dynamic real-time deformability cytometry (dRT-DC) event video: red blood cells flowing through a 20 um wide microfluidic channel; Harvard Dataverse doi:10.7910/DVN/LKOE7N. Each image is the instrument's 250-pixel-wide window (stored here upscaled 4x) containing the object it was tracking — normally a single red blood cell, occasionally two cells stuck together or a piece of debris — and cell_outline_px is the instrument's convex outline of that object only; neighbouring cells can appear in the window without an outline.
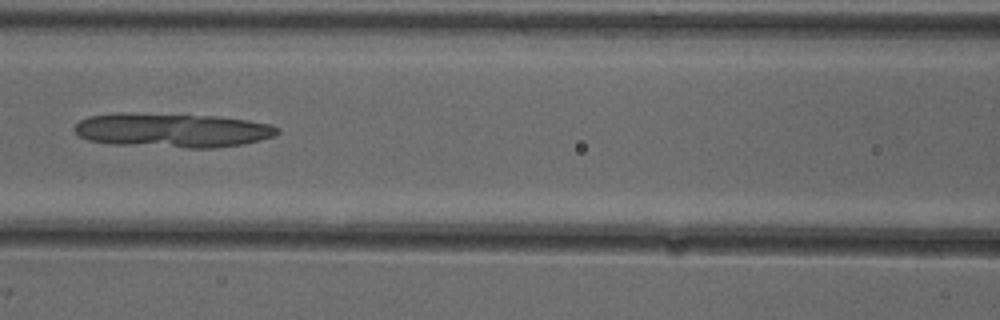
{"species": "common noctule bat (a hibernating species)", "species_latin": "Nyctalus noctula", "temperature_condition": "cold", "stored_images_in_passage": 6, "camera_frame_rate_fps": 3000, "um_per_image_px": 0.085, "animal": {"sex": "female"}, "frame": {"image": 1, "passage_image": 6, "time_ms": 1.667, "image_size_px": [1000, 320], "cell_outline_px": [[280, 132], [272, 136], [260, 140], [244, 144], [212, 148], [188, 148], [112, 144], [88, 140], [80, 136], [72, 128], [80, 120], [88, 116], [116, 112], [124, 112], [216, 116], [248, 120], [272, 124], [280, 128]], "centroid_in_image_um": [14.63, 11.06], "position_along_channel_um": 152.0, "area_um2": 40.92}}